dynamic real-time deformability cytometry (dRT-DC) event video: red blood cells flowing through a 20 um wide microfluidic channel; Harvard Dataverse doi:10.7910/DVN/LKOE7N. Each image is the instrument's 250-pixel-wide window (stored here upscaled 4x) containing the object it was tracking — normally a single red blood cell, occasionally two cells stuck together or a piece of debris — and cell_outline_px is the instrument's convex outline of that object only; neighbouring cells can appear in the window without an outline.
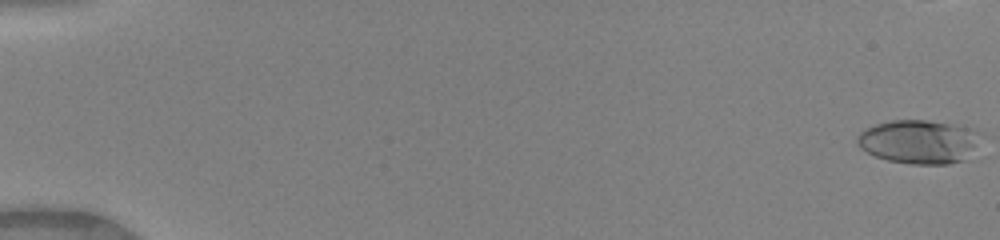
{"species": "human", "species_latin": "Homo sapiens", "temperature_condition": "warm", "stored_images_in_passage": 42, "camera_frame_rate_fps": 3000, "um_per_image_px": 0.085, "donor": {"sex": "female"}, "frame": {"image": 1, "passage_image": 1, "time_ms": 0.0, "image_size_px": [1000, 240], "cell_outline_px": [[984, 132], [964, 160], [948, 164], [912, 164], [888, 160], [876, 156], [860, 148], [856, 144], [856, 136], [864, 128], [876, 124], [892, 120], [928, 120], [956, 124], [976, 128]], "centroid_in_image_um": [78.12, 12.02], "position_along_channel_um": 6.9, "area_um2": 31.79}}
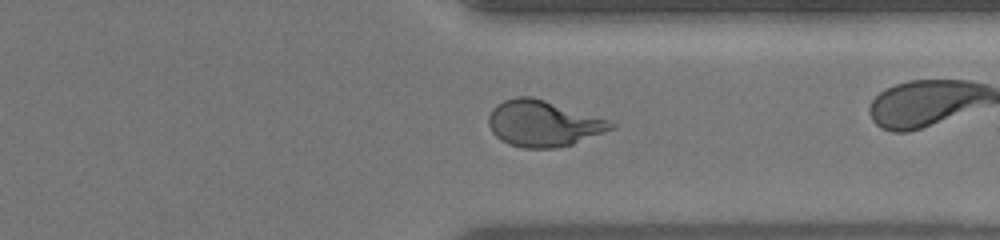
{"frame": {"image": 2, "passage_image": 40, "time_ms": 13.0, "image_size_px": [1000, 240], "cell_outline_px": [[616, 128], [572, 144], [556, 148], [524, 148], [508, 144], [500, 140], [492, 132], [488, 124], [488, 116], [492, 108], [496, 104], [504, 100], [516, 96], [532, 96], [608, 120], [616, 124]], "centroid_in_image_um": [46.14, 10.5], "position_along_channel_um": 365.3, "area_um2": 32.83}}